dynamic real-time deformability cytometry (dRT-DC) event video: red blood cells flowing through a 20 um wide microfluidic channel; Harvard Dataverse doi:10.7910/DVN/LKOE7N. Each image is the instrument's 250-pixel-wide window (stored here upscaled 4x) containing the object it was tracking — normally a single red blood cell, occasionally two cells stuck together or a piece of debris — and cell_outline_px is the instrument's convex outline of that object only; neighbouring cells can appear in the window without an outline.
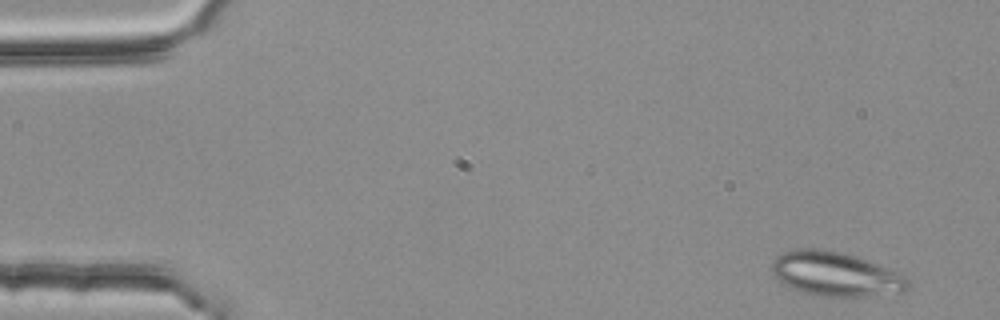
{"species": "common noctule bat (a hibernating species)", "species_latin": "Nyctalus noctula", "temperature_condition": "room temperature", "stored_images_in_passage": 50, "segment_of_instrument_passage": [1, 2], "camera_frame_rate_fps": 3000, "um_per_image_px": 0.085, "animal": {"sex": "female", "body_mass_g": 25.1}, "frame": {"image": 1, "passage_image": 1, "time_ms": 0.0, "image_size_px": [1000, 320], "cell_outline_px": [[912, 288], [904, 292], [868, 296], [820, 296], [804, 292], [780, 280], [772, 272], [772, 260], [776, 256], [784, 252], [796, 248], [820, 248], [840, 252], [856, 256], [888, 268], [908, 276], [912, 280]], "centroid_in_image_um": [71.12, 23.28], "position_along_channel_um": 13.9, "area_um2": 35.2}}